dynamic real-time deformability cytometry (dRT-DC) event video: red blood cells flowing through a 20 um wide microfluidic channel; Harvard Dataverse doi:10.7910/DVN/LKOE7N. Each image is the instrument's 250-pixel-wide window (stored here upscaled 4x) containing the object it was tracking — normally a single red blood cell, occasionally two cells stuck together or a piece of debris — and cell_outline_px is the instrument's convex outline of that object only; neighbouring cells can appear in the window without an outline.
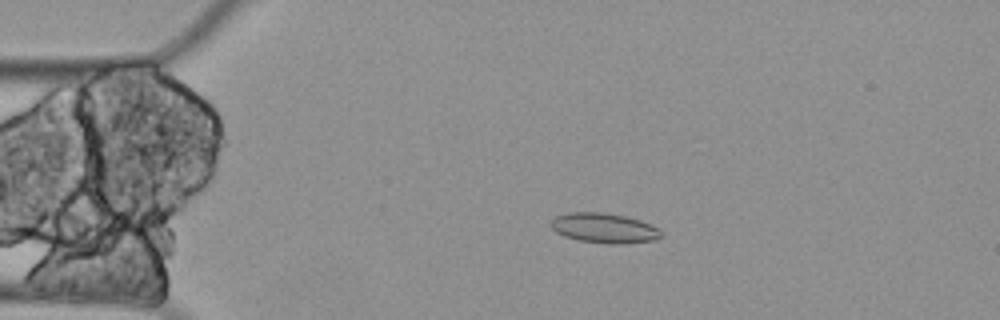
{"species": "Egyptian fruit bat (a non-hibernating species)", "species_latin": "Rousettus aegyptiacus", "temperature_condition": "cold", "stored_images_in_passage": 4, "segment_of_instrument_passage": [2, 2], "camera_frame_rate_fps": 3000, "um_per_image_px": 0.085, "animal": {"sex": "female"}, "frame": {"image": 1, "passage_image": 4, "time_ms": 1.0, "image_size_px": [1000, 320], "cell_outline_px": [[664, 236], [656, 240], [624, 244], [608, 244], [580, 240], [564, 236], [556, 232], [552, 228], [552, 220], [556, 216], [568, 212], [604, 212], [624, 216], [640, 220], [656, 228]], "centroid_in_image_um": [51.36, 19.39], "position_along_channel_um": 33.6, "area_um2": 19.13}}